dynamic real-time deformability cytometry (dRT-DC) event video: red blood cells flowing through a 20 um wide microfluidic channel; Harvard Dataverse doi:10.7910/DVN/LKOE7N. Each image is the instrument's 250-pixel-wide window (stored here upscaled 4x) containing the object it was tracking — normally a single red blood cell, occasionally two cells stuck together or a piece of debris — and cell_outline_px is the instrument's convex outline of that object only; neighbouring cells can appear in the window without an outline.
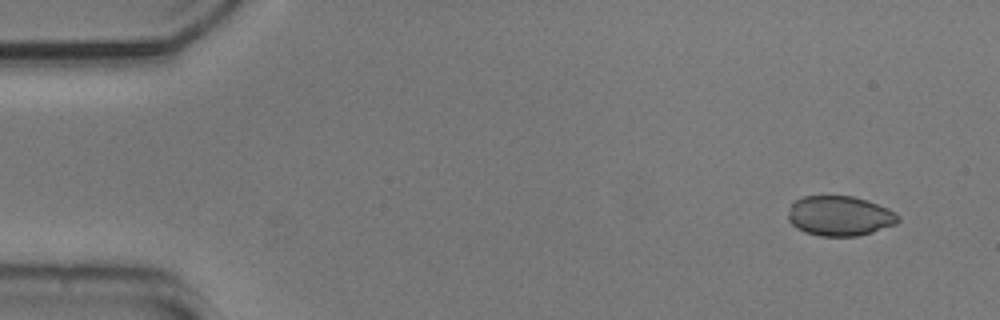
{"species": "common noctule bat (a hibernating species)", "species_latin": "Nyctalus noctula", "temperature_condition": "cold", "stored_images_in_passage": 51, "camera_frame_rate_fps": 3000, "um_per_image_px": 0.085, "animal": {"sex": "male", "body_mass_g": 20.5, "forearm_length_mm": 52.5}, "frame": {"image": 1, "passage_image": 1, "time_ms": 0.0, "image_size_px": [1000, 320], "cell_outline_px": [[900, 220], [896, 224], [872, 232], [856, 236], [820, 236], [804, 232], [796, 228], [788, 220], [788, 212], [792, 204], [796, 200], [804, 196], [852, 196], [868, 200], [888, 208], [896, 212], [900, 216]], "centroid_in_image_um": [71.39, 18.35], "position_along_channel_um": 13.6, "area_um2": 25.72}}
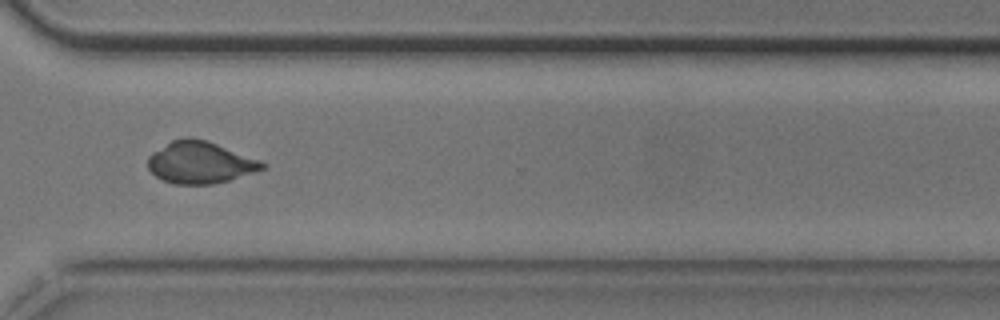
{"frame": {"image": 2, "passage_image": 37, "time_ms": 12.0, "image_size_px": [1000, 320], "cell_outline_px": [[268, 168], [228, 180], [212, 184], [172, 184], [156, 176], [148, 168], [148, 156], [152, 152], [172, 140], [184, 136], [192, 136], [208, 140], [268, 164]], "centroid_in_image_um": [17.0, 13.79], "position_along_channel_um": 353.6, "area_um2": 28.03}}
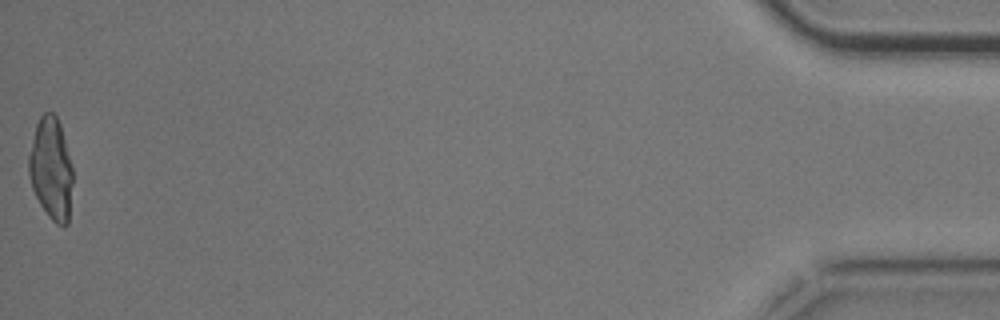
{"frame": {"image": 3, "passage_image": 51, "time_ms": 16.667, "image_size_px": [1000, 320], "cell_outline_px": [[72, 184], [68, 224], [64, 228], [56, 224], [48, 216], [40, 204], [32, 188], [28, 172], [28, 156], [36, 124], [40, 116], [44, 112], [52, 112], [56, 116], [60, 124], [72, 168]], "centroid_in_image_um": [4.33, 14.37], "position_along_channel_um": 430.9, "area_um2": 26.13}, "authors_computed_cell_mechanics": {"area_um2": 27.5706, "velocity_mm_per_s": 3.7412, "shape_relaxation_time_tau1_ms": 7.9016, "shape_relaxation_time_tau2_ms": 2.1531, "deformation_change_tau1": 0.1729, "deformation_change_tau2": 0.0444}}